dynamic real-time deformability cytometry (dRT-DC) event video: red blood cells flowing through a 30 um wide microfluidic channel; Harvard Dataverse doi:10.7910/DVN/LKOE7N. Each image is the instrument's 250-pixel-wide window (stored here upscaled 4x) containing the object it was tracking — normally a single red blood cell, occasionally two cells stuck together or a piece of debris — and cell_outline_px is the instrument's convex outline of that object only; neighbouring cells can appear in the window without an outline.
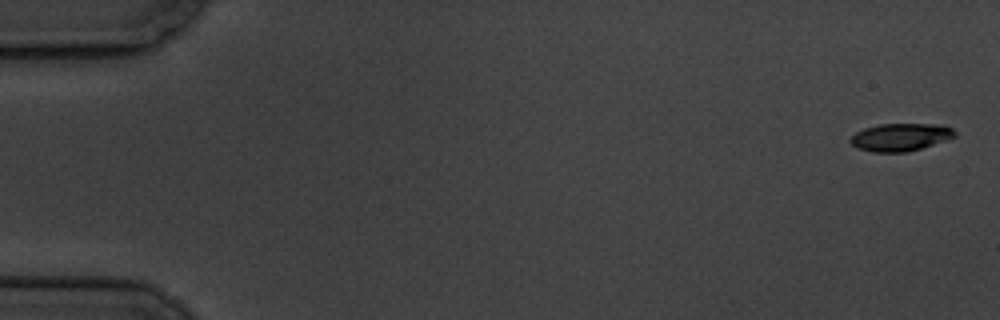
{"species": "common noctule bat (a hibernating species)", "species_latin": "Nyctalus noctula", "temperature_condition": "cold", "stored_images_in_passage": 9, "camera_frame_rate_fps": 3000, "um_per_image_px": 0.085, "animal": {"sex": "male", "body_mass_g": 19.5, "forearm_length_mm": 54.6}, "frame": {"image": 1, "passage_image": 1, "time_ms": 0.0, "image_size_px": [1000, 320], "cell_outline_px": [[956, 136], [908, 152], [872, 152], [860, 148], [852, 144], [848, 140], [856, 132], [864, 128], [880, 124], [944, 124], [952, 128], [956, 132]], "centroid_in_image_um": [76.54, 11.64], "position_along_channel_um": 8.5, "area_um2": 16.7}}
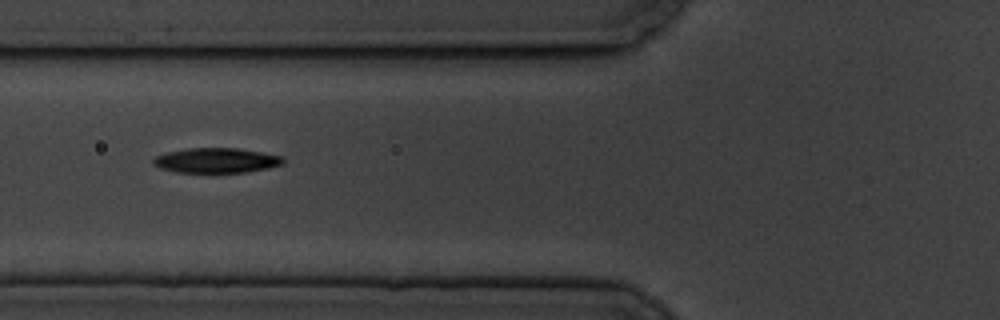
{"frame": {"image": 2, "passage_image": 7, "time_ms": 7.0, "image_size_px": [1000, 320], "cell_outline_px": [[284, 164], [268, 168], [248, 172], [176, 172], [160, 168], [152, 164], [152, 160], [156, 156], [168, 152], [188, 148], [236, 148], [284, 156]], "centroid_in_image_um": [18.4, 13.64], "position_along_channel_um": 107.4, "area_um2": 18.84}}
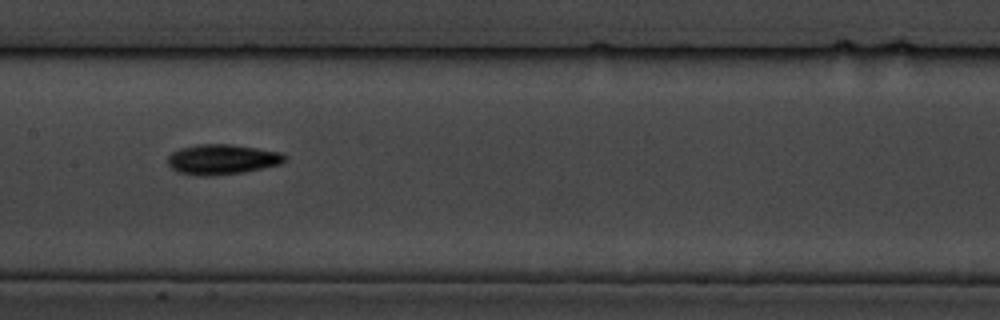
{"frame": {"image": 3, "passage_image": 9, "time_ms": 9.333, "image_size_px": [1000, 320], "cell_outline_px": [[288, 156], [280, 164], [244, 172], [208, 176], [204, 176], [180, 172], [172, 168], [168, 164], [168, 156], [172, 152], [180, 148], [196, 144], [232, 144], [280, 152]], "centroid_in_image_um": [18.88, 13.53], "position_along_channel_um": 188.5, "area_um2": 20.4}}